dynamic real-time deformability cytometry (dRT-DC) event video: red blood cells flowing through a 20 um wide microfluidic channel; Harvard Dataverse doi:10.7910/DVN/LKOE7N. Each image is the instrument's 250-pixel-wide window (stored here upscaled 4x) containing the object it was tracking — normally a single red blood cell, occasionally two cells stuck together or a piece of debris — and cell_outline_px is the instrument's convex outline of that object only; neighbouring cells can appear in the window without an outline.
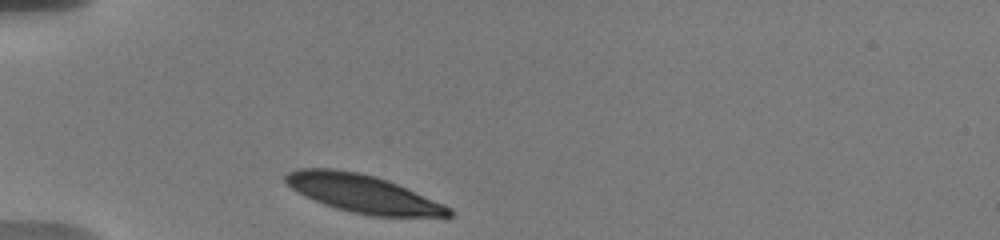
{"species": "human", "species_latin": "Homo sapiens", "temperature_condition": "warm", "stored_images_in_passage": 5, "camera_frame_rate_fps": 3000, "um_per_image_px": 0.085, "donor": {"sex": "male"}, "frame": {"image": 1, "passage_image": 1, "time_ms": 0.0, "image_size_px": [1000, 240], "cell_outline_px": [[452, 216], [368, 216], [336, 208], [324, 204], [304, 196], [292, 188], [284, 180], [284, 176], [288, 172], [296, 168], [332, 168], [356, 172], [376, 176], [388, 180], [444, 204], [452, 208]], "centroid_in_image_um": [30.82, 16.45], "position_along_channel_um": 54.2, "area_um2": 35.95}}
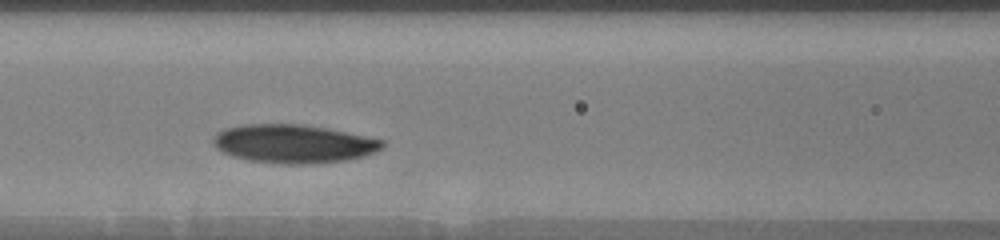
{"frame": {"image": 2, "passage_image": 4, "time_ms": 3.0, "image_size_px": [1000, 240], "cell_outline_px": [[384, 148], [376, 152], [364, 156], [344, 160], [308, 164], [280, 164], [248, 160], [232, 156], [216, 148], [212, 140], [216, 132], [224, 128], [244, 124], [300, 124], [328, 128], [384, 140]], "centroid_in_image_um": [24.94, 12.22], "position_along_channel_um": 141.7, "area_um2": 38.09}}
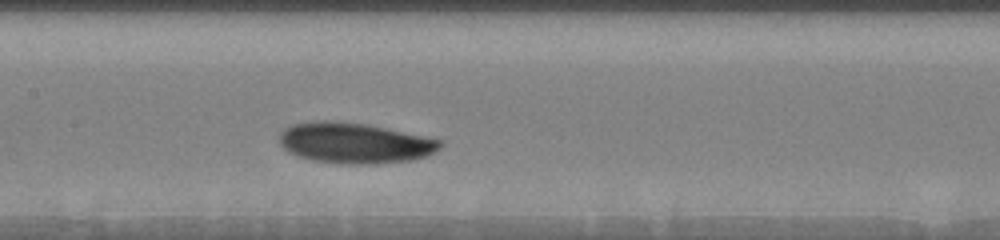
{"frame": {"image": 3, "passage_image": 5, "time_ms": 4.0, "image_size_px": [1000, 240], "cell_outline_px": [[444, 144], [440, 148], [428, 156], [412, 160], [376, 164], [336, 164], [312, 160], [296, 156], [288, 152], [280, 144], [280, 132], [284, 128], [292, 124], [312, 120], [336, 120], [364, 124], [444, 140]], "centroid_in_image_um": [30.13, 12.16], "position_along_channel_um": 177.3, "area_um2": 38.55}}